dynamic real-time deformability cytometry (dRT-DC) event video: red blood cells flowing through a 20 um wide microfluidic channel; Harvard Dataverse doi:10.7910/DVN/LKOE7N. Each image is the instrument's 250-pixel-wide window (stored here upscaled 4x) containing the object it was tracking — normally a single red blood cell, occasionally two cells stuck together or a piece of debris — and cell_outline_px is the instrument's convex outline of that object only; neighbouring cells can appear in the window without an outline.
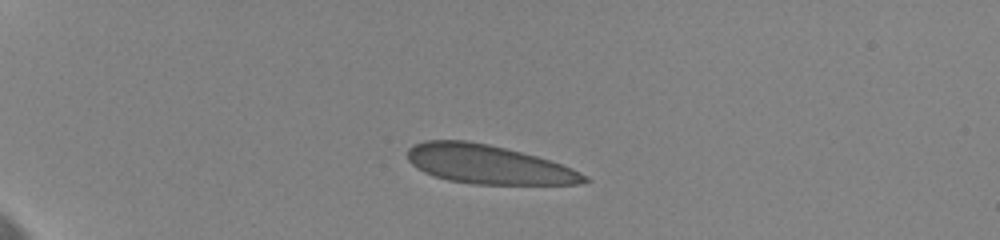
{"species": "human", "species_latin": "Homo sapiens", "temperature_condition": "cold", "stored_images_in_passage": 11, "camera_frame_rate_fps": 3000, "um_per_image_px": 0.085, "donor": {"sex": "female"}, "frame": {"image": 1, "passage_image": 1, "time_ms": 0.0, "image_size_px": [1000, 240], "cell_outline_px": [[592, 180], [580, 184], [472, 184], [448, 180], [424, 172], [416, 168], [408, 160], [408, 148], [412, 144], [424, 140], [468, 140], [488, 144], [536, 156], [572, 168], [588, 176]], "centroid_in_image_um": [41.48, 13.97], "position_along_channel_um": 43.5, "area_um2": 40.0}}